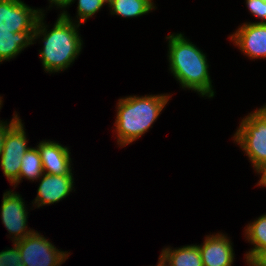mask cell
<instances>
[{"mask_svg": "<svg viewBox=\"0 0 266 266\" xmlns=\"http://www.w3.org/2000/svg\"><path fill=\"white\" fill-rule=\"evenodd\" d=\"M45 15H40L33 31V41L43 37V48L39 50L45 72L53 73L64 71L77 59L83 41L78 33L81 24L74 23L63 9L53 28L49 31L43 22Z\"/></svg>", "mask_w": 266, "mask_h": 266, "instance_id": "cell-1", "label": "cell"}, {"mask_svg": "<svg viewBox=\"0 0 266 266\" xmlns=\"http://www.w3.org/2000/svg\"><path fill=\"white\" fill-rule=\"evenodd\" d=\"M183 35L177 33L166 37L169 42V69L182 88L194 90L203 97L211 98L214 96V89L206 55Z\"/></svg>", "mask_w": 266, "mask_h": 266, "instance_id": "cell-2", "label": "cell"}, {"mask_svg": "<svg viewBox=\"0 0 266 266\" xmlns=\"http://www.w3.org/2000/svg\"><path fill=\"white\" fill-rule=\"evenodd\" d=\"M169 94L129 96L117 103V143L126 146L145 134L170 100Z\"/></svg>", "mask_w": 266, "mask_h": 266, "instance_id": "cell-3", "label": "cell"}, {"mask_svg": "<svg viewBox=\"0 0 266 266\" xmlns=\"http://www.w3.org/2000/svg\"><path fill=\"white\" fill-rule=\"evenodd\" d=\"M233 138L246 152L255 171L266 163V105L243 118Z\"/></svg>", "mask_w": 266, "mask_h": 266, "instance_id": "cell-4", "label": "cell"}, {"mask_svg": "<svg viewBox=\"0 0 266 266\" xmlns=\"http://www.w3.org/2000/svg\"><path fill=\"white\" fill-rule=\"evenodd\" d=\"M15 243L25 266H60L68 259V252L59 251L37 231Z\"/></svg>", "mask_w": 266, "mask_h": 266, "instance_id": "cell-5", "label": "cell"}, {"mask_svg": "<svg viewBox=\"0 0 266 266\" xmlns=\"http://www.w3.org/2000/svg\"><path fill=\"white\" fill-rule=\"evenodd\" d=\"M21 119H17L6 131L0 165L11 185L19 179L21 159L30 148Z\"/></svg>", "mask_w": 266, "mask_h": 266, "instance_id": "cell-6", "label": "cell"}, {"mask_svg": "<svg viewBox=\"0 0 266 266\" xmlns=\"http://www.w3.org/2000/svg\"><path fill=\"white\" fill-rule=\"evenodd\" d=\"M42 9H33L21 0H0V29L13 33L34 31Z\"/></svg>", "mask_w": 266, "mask_h": 266, "instance_id": "cell-7", "label": "cell"}, {"mask_svg": "<svg viewBox=\"0 0 266 266\" xmlns=\"http://www.w3.org/2000/svg\"><path fill=\"white\" fill-rule=\"evenodd\" d=\"M22 197L16 192L6 191L1 204V220L9 234H12L13 243L23 240L34 230H27L28 211Z\"/></svg>", "mask_w": 266, "mask_h": 266, "instance_id": "cell-8", "label": "cell"}, {"mask_svg": "<svg viewBox=\"0 0 266 266\" xmlns=\"http://www.w3.org/2000/svg\"><path fill=\"white\" fill-rule=\"evenodd\" d=\"M230 39L249 58H266V23H244Z\"/></svg>", "mask_w": 266, "mask_h": 266, "instance_id": "cell-9", "label": "cell"}, {"mask_svg": "<svg viewBox=\"0 0 266 266\" xmlns=\"http://www.w3.org/2000/svg\"><path fill=\"white\" fill-rule=\"evenodd\" d=\"M74 178L72 172L64 175L43 174L39 181L37 197L34 204L38 208L43 205H50L59 202L73 190Z\"/></svg>", "mask_w": 266, "mask_h": 266, "instance_id": "cell-10", "label": "cell"}, {"mask_svg": "<svg viewBox=\"0 0 266 266\" xmlns=\"http://www.w3.org/2000/svg\"><path fill=\"white\" fill-rule=\"evenodd\" d=\"M203 266H232L234 253L231 241L225 234L208 235L198 245Z\"/></svg>", "mask_w": 266, "mask_h": 266, "instance_id": "cell-11", "label": "cell"}, {"mask_svg": "<svg viewBox=\"0 0 266 266\" xmlns=\"http://www.w3.org/2000/svg\"><path fill=\"white\" fill-rule=\"evenodd\" d=\"M42 167L45 174L64 175L70 174L71 158L68 147L54 141H41L37 145Z\"/></svg>", "mask_w": 266, "mask_h": 266, "instance_id": "cell-12", "label": "cell"}, {"mask_svg": "<svg viewBox=\"0 0 266 266\" xmlns=\"http://www.w3.org/2000/svg\"><path fill=\"white\" fill-rule=\"evenodd\" d=\"M32 44L33 31L13 33V30L0 29V63L11 60Z\"/></svg>", "mask_w": 266, "mask_h": 266, "instance_id": "cell-13", "label": "cell"}, {"mask_svg": "<svg viewBox=\"0 0 266 266\" xmlns=\"http://www.w3.org/2000/svg\"><path fill=\"white\" fill-rule=\"evenodd\" d=\"M161 255L171 266H203L198 245H187L178 249L164 248Z\"/></svg>", "mask_w": 266, "mask_h": 266, "instance_id": "cell-14", "label": "cell"}, {"mask_svg": "<svg viewBox=\"0 0 266 266\" xmlns=\"http://www.w3.org/2000/svg\"><path fill=\"white\" fill-rule=\"evenodd\" d=\"M153 0H108L111 14L125 18L145 15L156 9Z\"/></svg>", "mask_w": 266, "mask_h": 266, "instance_id": "cell-15", "label": "cell"}, {"mask_svg": "<svg viewBox=\"0 0 266 266\" xmlns=\"http://www.w3.org/2000/svg\"><path fill=\"white\" fill-rule=\"evenodd\" d=\"M245 235L254 247L245 255L248 263L258 252L266 250V214L247 225Z\"/></svg>", "mask_w": 266, "mask_h": 266, "instance_id": "cell-16", "label": "cell"}, {"mask_svg": "<svg viewBox=\"0 0 266 266\" xmlns=\"http://www.w3.org/2000/svg\"><path fill=\"white\" fill-rule=\"evenodd\" d=\"M44 174L42 160L38 148H29L21 159L19 179L14 183V188L23 179L38 180Z\"/></svg>", "mask_w": 266, "mask_h": 266, "instance_id": "cell-17", "label": "cell"}, {"mask_svg": "<svg viewBox=\"0 0 266 266\" xmlns=\"http://www.w3.org/2000/svg\"><path fill=\"white\" fill-rule=\"evenodd\" d=\"M74 2V0H73ZM108 0H78L77 20L79 24H83L88 18L98 12Z\"/></svg>", "mask_w": 266, "mask_h": 266, "instance_id": "cell-18", "label": "cell"}, {"mask_svg": "<svg viewBox=\"0 0 266 266\" xmlns=\"http://www.w3.org/2000/svg\"><path fill=\"white\" fill-rule=\"evenodd\" d=\"M14 248L2 250L0 252V266H25L16 243Z\"/></svg>", "mask_w": 266, "mask_h": 266, "instance_id": "cell-19", "label": "cell"}, {"mask_svg": "<svg viewBox=\"0 0 266 266\" xmlns=\"http://www.w3.org/2000/svg\"><path fill=\"white\" fill-rule=\"evenodd\" d=\"M246 5L254 16L261 18L260 23H266V2L263 0H246Z\"/></svg>", "mask_w": 266, "mask_h": 266, "instance_id": "cell-20", "label": "cell"}, {"mask_svg": "<svg viewBox=\"0 0 266 266\" xmlns=\"http://www.w3.org/2000/svg\"><path fill=\"white\" fill-rule=\"evenodd\" d=\"M20 118L18 116V114H14L12 120L7 123V122H3L0 120V157L2 154V150H3V142H4V136H5V131L18 119Z\"/></svg>", "mask_w": 266, "mask_h": 266, "instance_id": "cell-21", "label": "cell"}, {"mask_svg": "<svg viewBox=\"0 0 266 266\" xmlns=\"http://www.w3.org/2000/svg\"><path fill=\"white\" fill-rule=\"evenodd\" d=\"M247 264L249 266H266V250L258 252Z\"/></svg>", "mask_w": 266, "mask_h": 266, "instance_id": "cell-22", "label": "cell"}, {"mask_svg": "<svg viewBox=\"0 0 266 266\" xmlns=\"http://www.w3.org/2000/svg\"><path fill=\"white\" fill-rule=\"evenodd\" d=\"M258 174H262L260 181L257 185L265 186L266 187V163H264L257 171Z\"/></svg>", "mask_w": 266, "mask_h": 266, "instance_id": "cell-23", "label": "cell"}, {"mask_svg": "<svg viewBox=\"0 0 266 266\" xmlns=\"http://www.w3.org/2000/svg\"><path fill=\"white\" fill-rule=\"evenodd\" d=\"M50 6L52 7L53 4L57 6L58 8H66L70 4H72L73 0H49Z\"/></svg>", "mask_w": 266, "mask_h": 266, "instance_id": "cell-24", "label": "cell"}, {"mask_svg": "<svg viewBox=\"0 0 266 266\" xmlns=\"http://www.w3.org/2000/svg\"><path fill=\"white\" fill-rule=\"evenodd\" d=\"M157 266H171L169 262L160 254Z\"/></svg>", "mask_w": 266, "mask_h": 266, "instance_id": "cell-25", "label": "cell"}, {"mask_svg": "<svg viewBox=\"0 0 266 266\" xmlns=\"http://www.w3.org/2000/svg\"><path fill=\"white\" fill-rule=\"evenodd\" d=\"M1 105H2V100H1V96H0V109H1Z\"/></svg>", "mask_w": 266, "mask_h": 266, "instance_id": "cell-26", "label": "cell"}]
</instances>
